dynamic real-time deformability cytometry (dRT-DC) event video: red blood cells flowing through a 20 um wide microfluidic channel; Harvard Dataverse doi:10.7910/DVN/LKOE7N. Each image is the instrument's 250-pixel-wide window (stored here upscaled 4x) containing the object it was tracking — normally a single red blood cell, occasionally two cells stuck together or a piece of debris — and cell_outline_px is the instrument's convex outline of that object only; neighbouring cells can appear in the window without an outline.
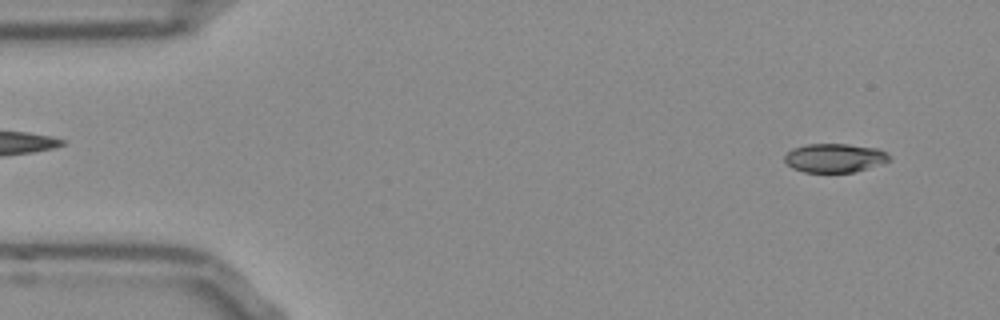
{"species": "Egyptian fruit bat (a non-hibernating species)", "species_latin": "Rousettus aegyptiacus", "temperature_condition": "room temperature", "stored_images_in_passage": 51, "camera_frame_rate_fps": 3000, "um_per_image_px": 0.085, "frame": {"image": 1, "passage_image": 3, "time_ms": 0.667, "image_size_px": [1000, 320], "cell_outline_px": [[892, 160], [868, 168], [852, 172], [804, 172], [792, 168], [784, 160], [784, 156], [792, 148], [808, 144], [848, 144], [876, 148], [892, 156]], "centroid_in_image_um": [70.95, 13.42], "position_along_channel_um": 14.1, "area_um2": 17.57}}
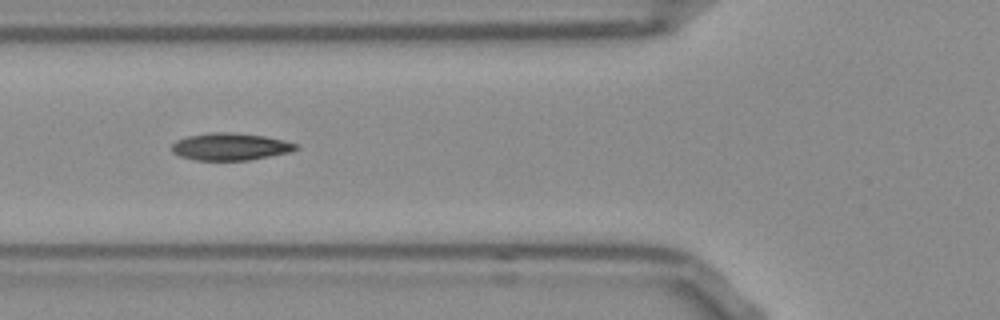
{"frame": {"image": 2, "passage_image": 18, "time_ms": 5.667, "image_size_px": [1000, 320], "cell_outline_px": [[300, 148], [288, 152], [248, 160], [196, 160], [180, 156], [172, 152], [172, 144], [176, 140], [188, 136], [208, 132], [232, 132], [264, 136], [284, 140], [300, 144]], "centroid_in_image_um": [19.58, 12.45], "position_along_channel_um": 106.2, "area_um2": 19.71}}
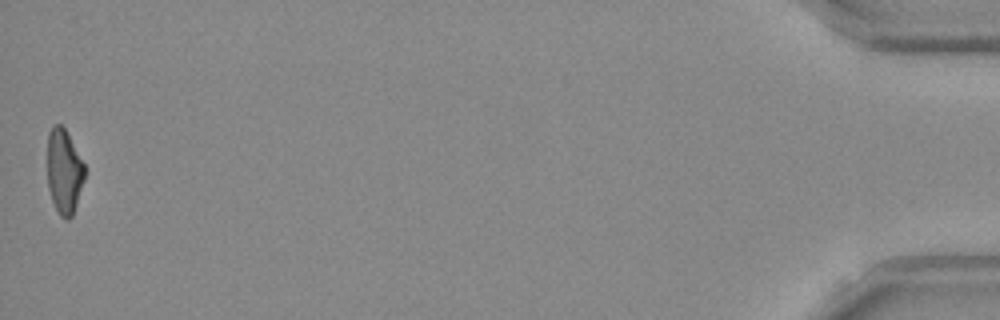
{"frame": {"image": 3, "passage_image": 51, "time_ms": 16.667, "image_size_px": [1000, 320], "cell_outline_px": [[84, 180], [72, 216], [68, 220], [60, 216], [52, 200], [48, 188], [48, 132], [52, 124], [60, 124], [64, 128], [84, 164]], "centroid_in_image_um": [5.43, 14.57], "position_along_channel_um": 429.8, "area_um2": 18.09}, "authors_computed_cell_mechanics": {"area_um2": 19.1896, "velocity_mm_per_s": 3.867, "shape_relaxation_time_tau1_ms": null, "shape_relaxation_time_tau2_ms": 2.5515, "deformation_change_tau1": null, "deformation_change_tau2": 0.0902}}